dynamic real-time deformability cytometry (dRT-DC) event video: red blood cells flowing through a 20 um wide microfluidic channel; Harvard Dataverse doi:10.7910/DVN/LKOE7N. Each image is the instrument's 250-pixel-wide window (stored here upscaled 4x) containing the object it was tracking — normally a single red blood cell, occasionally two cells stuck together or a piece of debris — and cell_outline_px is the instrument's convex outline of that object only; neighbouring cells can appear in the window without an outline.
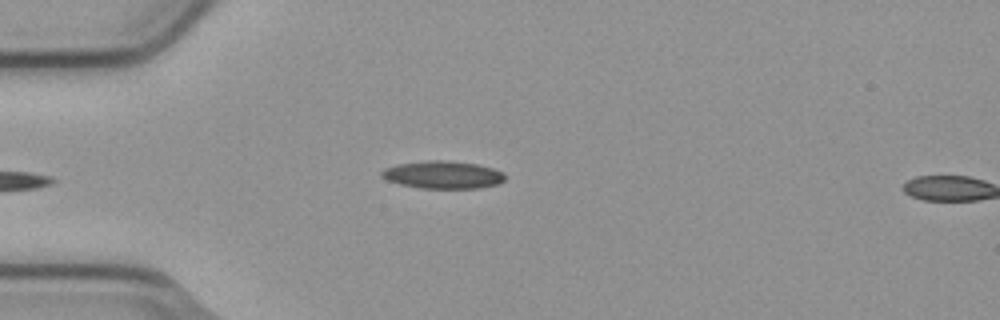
{"species": "common noctule bat (a hibernating species)", "species_latin": "Nyctalus noctula", "temperature_condition": "cold", "stored_images_in_passage": 4, "camera_frame_rate_fps": 3000, "um_per_image_px": 0.085, "animal": {"sex": "male", "body_mass_g": 23.1, "forearm_length_mm": 52.7}, "frame": {"image": 1, "passage_image": 4, "time_ms": 1.0, "image_size_px": [1000, 320], "cell_outline_px": [[508, 176], [500, 184], [480, 188], [420, 188], [400, 184], [388, 180], [380, 176], [380, 172], [384, 168], [396, 164], [428, 160], [444, 160], [476, 164], [492, 168], [504, 172]], "centroid_in_image_um": [37.67, 14.86], "position_along_channel_um": 47.3, "area_um2": 20.06}}